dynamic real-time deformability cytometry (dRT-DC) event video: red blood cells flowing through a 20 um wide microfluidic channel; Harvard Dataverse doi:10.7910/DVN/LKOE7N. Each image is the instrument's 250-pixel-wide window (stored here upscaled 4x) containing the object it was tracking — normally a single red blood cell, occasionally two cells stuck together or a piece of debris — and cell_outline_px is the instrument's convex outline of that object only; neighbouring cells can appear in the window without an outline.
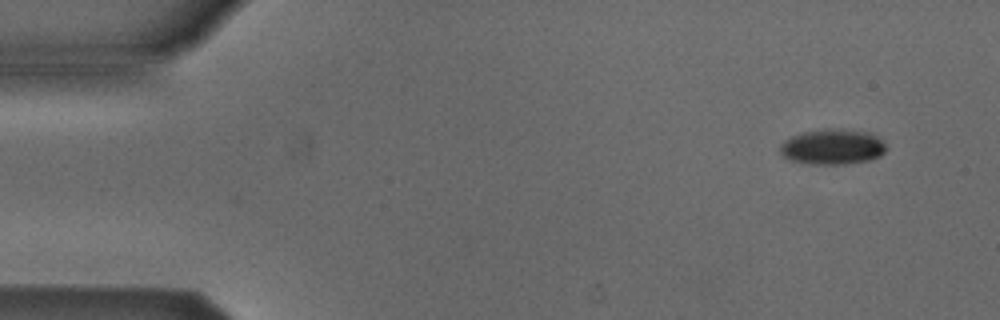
{"species": "Egyptian fruit bat (a non-hibernating species)", "species_latin": "Rousettus aegyptiacus", "temperature_condition": "cold", "stored_images_in_passage": 4, "camera_frame_rate_fps": 3000, "um_per_image_px": 0.085, "animal": {"sex": "male"}, "frame": {"image": 1, "passage_image": 1, "time_ms": 0.0, "image_size_px": [1000, 320], "cell_outline_px": [[888, 148], [880, 156], [872, 160], [844, 164], [808, 164], [788, 160], [780, 152], [780, 144], [784, 140], [792, 136], [804, 132], [824, 128], [840, 128], [868, 132], [876, 136]], "centroid_in_image_um": [70.75, 12.48], "position_along_channel_um": 14.2, "area_um2": 22.14}}
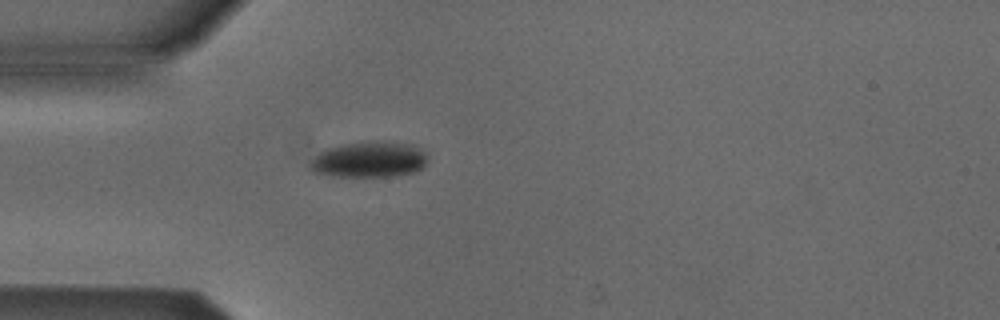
{"frame": {"image": 2, "passage_image": 4, "time_ms": 3.667, "image_size_px": [1000, 320], "cell_outline_px": [[428, 160], [420, 168], [412, 172], [396, 176], [332, 176], [312, 172], [308, 168], [308, 164], [324, 148], [344, 144], [372, 140], [380, 140], [412, 144], [428, 152]], "centroid_in_image_um": [31.38, 13.54], "position_along_channel_um": 53.6, "area_um2": 24.97}}